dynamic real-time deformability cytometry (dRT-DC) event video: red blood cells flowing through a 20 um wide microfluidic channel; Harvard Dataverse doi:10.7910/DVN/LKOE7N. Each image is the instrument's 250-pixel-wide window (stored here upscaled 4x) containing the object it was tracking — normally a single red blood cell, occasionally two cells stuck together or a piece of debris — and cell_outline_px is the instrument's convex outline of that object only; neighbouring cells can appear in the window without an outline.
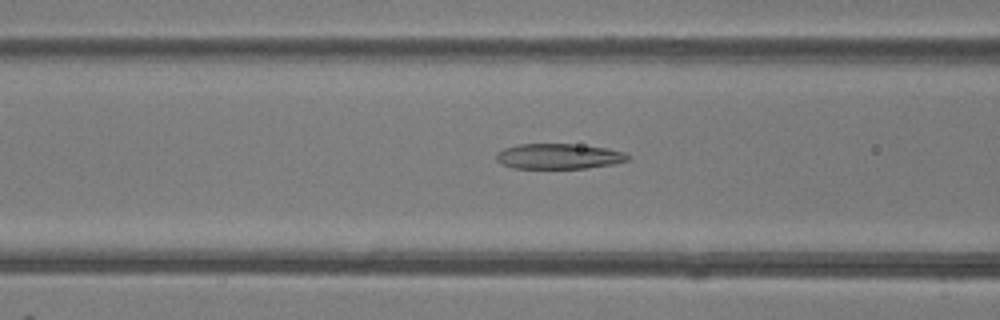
{"species": "common noctule bat (a hibernating species)", "species_latin": "Nyctalus noctula", "temperature_condition": "room temperature", "stored_images_in_passage": 49, "camera_frame_rate_fps": 3000, "um_per_image_px": 0.085, "animal": {"sex": "female"}, "frame": {"image": 1, "passage_image": 19, "time_ms": 6.0, "image_size_px": [1000, 320], "cell_outline_px": [[628, 160], [612, 164], [588, 168], [512, 168], [500, 164], [496, 160], [496, 152], [504, 148], [520, 144], [572, 144], [608, 148], [624, 152], [628, 156]], "centroid_in_image_um": [47.44, 13.29], "position_along_channel_um": 119.2, "area_um2": 19.42}}
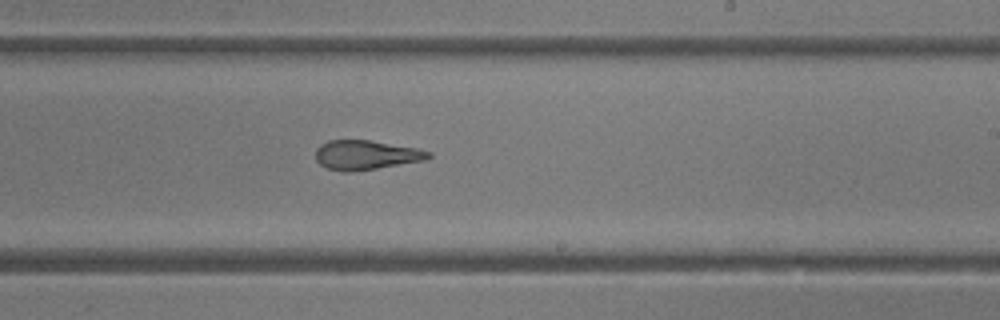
{"frame": {"image": 2, "passage_image": 29, "time_ms": 9.333, "image_size_px": [1000, 320], "cell_outline_px": [[432, 156], [428, 160], [352, 172], [344, 172], [328, 168], [320, 164], [316, 160], [316, 148], [320, 144], [328, 140], [368, 140], [416, 148], [432, 152]], "centroid_in_image_um": [31.12, 13.18], "position_along_channel_um": 257.9, "area_um2": 19.42}}
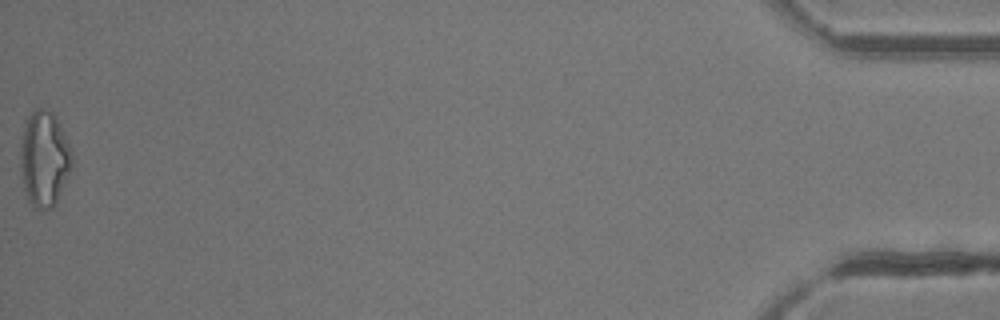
{"frame": {"image": 3, "passage_image": 49, "time_ms": 16.0, "image_size_px": [1000, 320], "cell_outline_px": [[72, 164], [56, 204], [52, 208], [32, 208], [28, 200], [24, 188], [20, 164], [20, 152], [24, 128], [28, 116], [32, 108], [44, 108], [52, 112], [56, 116], [68, 140], [72, 152]], "centroid_in_image_um": [3.76, 13.47], "position_along_channel_um": 431.4, "area_um2": 28.73}, "authors_computed_cell_mechanics": {"area_um2": 21.675, "velocity_mm_per_s": 4.1541, "shape_relaxation_time_tau1_ms": null, "shape_relaxation_time_tau2_ms": 2.5194, "deformation_change_tau1": null, "deformation_change_tau2": 0.1277}}